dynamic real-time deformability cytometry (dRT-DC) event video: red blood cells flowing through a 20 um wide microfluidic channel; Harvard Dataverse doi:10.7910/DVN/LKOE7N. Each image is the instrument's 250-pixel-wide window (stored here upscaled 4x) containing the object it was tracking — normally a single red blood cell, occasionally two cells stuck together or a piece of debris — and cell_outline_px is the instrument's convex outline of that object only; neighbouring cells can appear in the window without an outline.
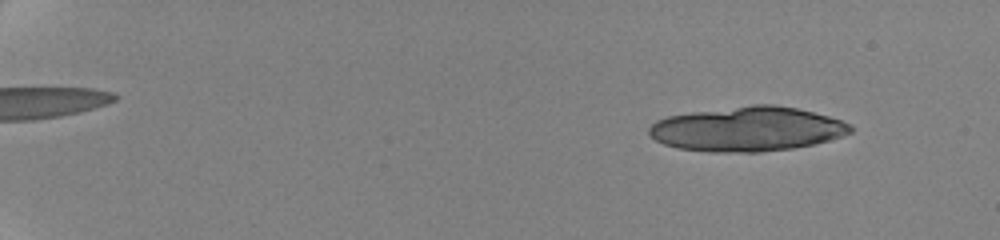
{"species": "human", "species_latin": "Homo sapiens", "temperature_condition": "cold", "stored_images_in_passage": 29, "camera_frame_rate_fps": 3000, "um_per_image_px": 0.085, "donor": {"sex": "female"}, "frame": {"image": 1, "passage_image": 2, "time_ms": 0.667, "image_size_px": [1000, 240], "cell_outline_px": [[852, 132], [828, 140], [812, 144], [792, 148], [760, 152], [708, 152], [680, 148], [664, 144], [656, 140], [648, 132], [648, 128], [656, 120], [668, 116], [692, 112], [752, 104], [776, 104], [796, 108], [828, 116], [852, 124]], "centroid_in_image_um": [63.51, 10.96], "position_along_channel_um": 21.5, "area_um2": 52.14}}
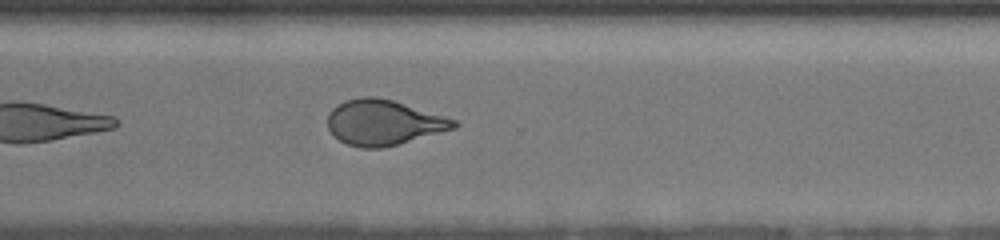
{"frame": {"image": 2, "passage_image": 29, "time_ms": 14.333, "image_size_px": [1000, 240], "cell_outline_px": [[460, 124], [456, 128], [396, 144], [380, 148], [360, 148], [348, 144], [340, 140], [328, 128], [328, 112], [332, 108], [344, 100], [360, 96], [376, 96], [392, 100], [444, 116], [456, 120]], "centroid_in_image_um": [32.58, 10.39], "position_along_channel_um": 338.0, "area_um2": 33.06}}